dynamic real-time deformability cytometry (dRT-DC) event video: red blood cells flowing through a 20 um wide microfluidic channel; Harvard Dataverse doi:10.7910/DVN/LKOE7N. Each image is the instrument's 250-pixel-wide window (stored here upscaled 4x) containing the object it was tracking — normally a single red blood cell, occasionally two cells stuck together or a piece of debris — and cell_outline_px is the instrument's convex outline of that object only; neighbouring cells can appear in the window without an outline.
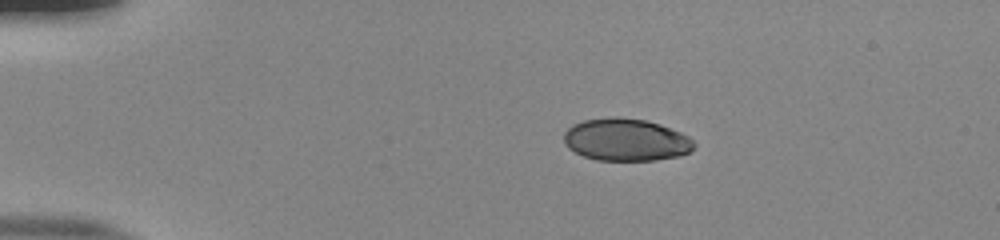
{"species": "human", "species_latin": "Homo sapiens", "temperature_condition": "room temperature", "stored_images_in_passage": 43, "camera_frame_rate_fps": 3000, "um_per_image_px": 0.085, "donor": {"sex": "male"}, "frame": {"image": 1, "passage_image": 1, "time_ms": 0.0, "image_size_px": [1000, 240], "cell_outline_px": [[696, 144], [688, 152], [680, 156], [656, 160], [596, 160], [584, 156], [568, 148], [564, 144], [564, 132], [572, 124], [584, 120], [612, 116], [616, 116], [644, 120], [660, 124], [680, 132], [688, 136]], "centroid_in_image_um": [53.18, 11.87], "position_along_channel_um": 31.8, "area_um2": 32.19}}
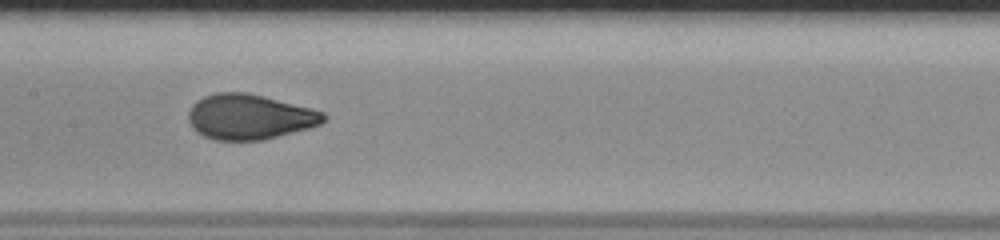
{"frame": {"image": 2, "passage_image": 18, "time_ms": 5.667, "image_size_px": [1000, 240], "cell_outline_px": [[328, 120], [320, 124], [308, 128], [260, 140], [216, 140], [204, 136], [196, 132], [192, 128], [188, 120], [188, 112], [192, 104], [196, 100], [204, 96], [216, 92], [248, 92], [312, 108], [324, 112], [328, 116]], "centroid_in_image_um": [21.2, 9.91], "position_along_channel_um": 186.2, "area_um2": 35.78}}
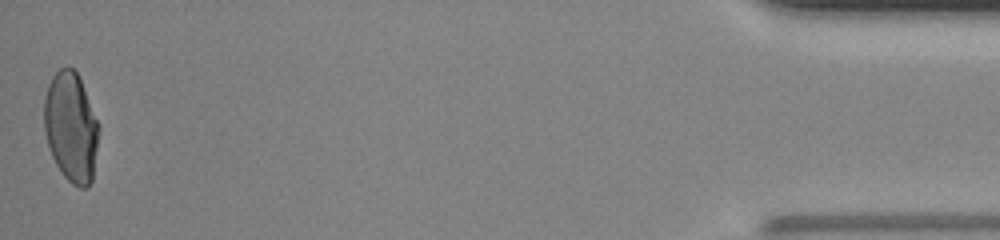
{"frame": {"image": 3, "passage_image": 43, "time_ms": 14.0, "image_size_px": [1000, 240], "cell_outline_px": [[100, 128], [92, 180], [84, 188], [80, 188], [72, 184], [64, 176], [56, 164], [52, 156], [44, 132], [44, 96], [48, 84], [52, 76], [60, 68], [68, 64], [76, 72], [80, 80], [100, 124]], "centroid_in_image_um": [6.04, 10.78], "position_along_channel_um": 429.2, "area_um2": 35.14}, "authors_computed_cell_mechanics": {"area_um2": 35.1424, "velocity_mm_per_s": 3.9217, "shape_relaxation_time_tau1_ms": 10.0554, "shape_relaxation_time_tau2_ms": null, "deformation_change_tau1": 0.2991, "deformation_change_tau2": null}}